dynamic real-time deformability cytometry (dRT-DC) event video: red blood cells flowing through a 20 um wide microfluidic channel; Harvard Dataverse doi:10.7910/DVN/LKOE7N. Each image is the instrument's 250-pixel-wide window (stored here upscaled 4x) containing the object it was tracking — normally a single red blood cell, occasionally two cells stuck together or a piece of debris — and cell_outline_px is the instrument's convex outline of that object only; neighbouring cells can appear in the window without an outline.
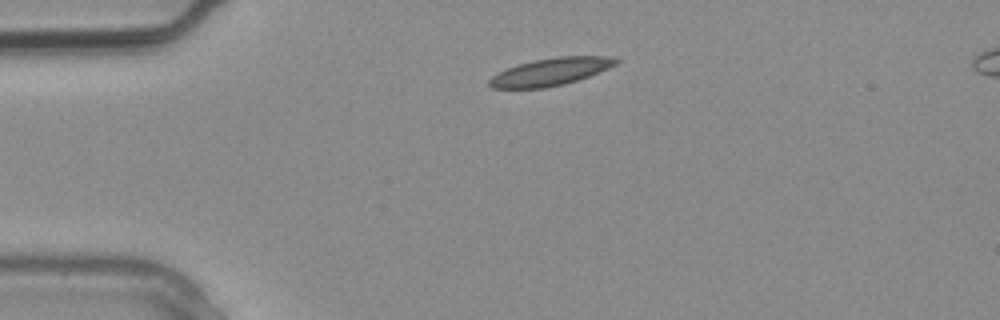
{"species": "common noctule bat (a hibernating species)", "species_latin": "Nyctalus noctula", "temperature_condition": "warm", "stored_images_in_passage": 3, "camera_frame_rate_fps": 3000, "um_per_image_px": 0.085, "animal": {"sex": "male", "body_mass_g": 20.4}, "frame": {"image": 1, "passage_image": 3, "time_ms": 0.667, "image_size_px": [1000, 320], "cell_outline_px": [[620, 60], [616, 64], [608, 68], [588, 76], [564, 84], [544, 88], [492, 88], [488, 84], [488, 80], [496, 72], [520, 64], [536, 60], [556, 56], [612, 56]], "centroid_in_image_um": [46.79, 6.09], "position_along_channel_um": 38.2, "area_um2": 20.11}}